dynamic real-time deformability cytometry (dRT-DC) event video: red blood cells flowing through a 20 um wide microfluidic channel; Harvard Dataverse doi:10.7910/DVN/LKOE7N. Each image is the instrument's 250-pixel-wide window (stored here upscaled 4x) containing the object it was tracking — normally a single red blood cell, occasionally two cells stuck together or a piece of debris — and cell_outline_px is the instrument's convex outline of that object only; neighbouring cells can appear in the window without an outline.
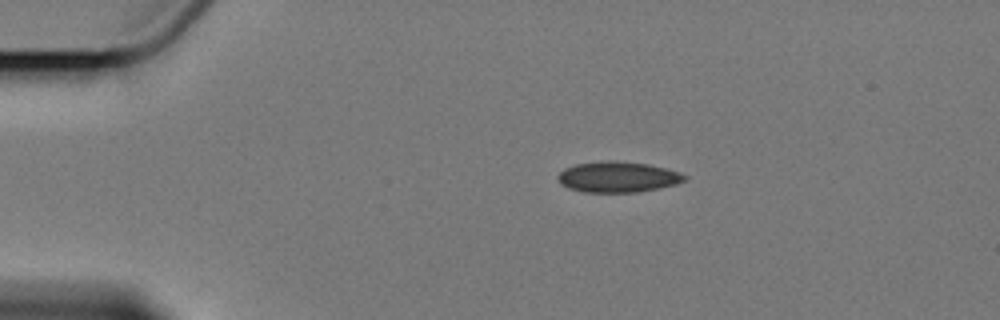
{"species": "Egyptian fruit bat (a non-hibernating species)", "species_latin": "Rousettus aegyptiacus", "temperature_condition": "cold", "stored_images_in_passage": 7, "camera_frame_rate_fps": 3000, "um_per_image_px": 0.085, "animal": {"sex": "female"}, "frame": {"image": 1, "passage_image": 1, "time_ms": 0.0, "image_size_px": [1000, 320], "cell_outline_px": [[688, 176], [684, 180], [676, 184], [636, 192], [584, 192], [568, 188], [560, 184], [556, 176], [564, 168], [576, 164], [648, 164], [664, 168]], "centroid_in_image_um": [52.47, 15.1], "position_along_channel_um": 32.5, "area_um2": 21.39}}
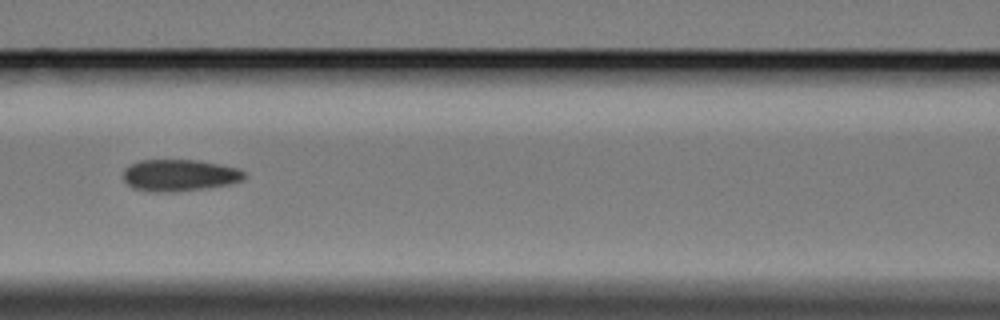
{"frame": {"image": 2, "passage_image": 5, "time_ms": 5.0, "image_size_px": [1000, 320], "cell_outline_px": [[248, 176], [244, 180], [228, 184], [204, 188], [172, 192], [152, 192], [132, 188], [124, 180], [124, 168], [140, 160], [200, 160], [240, 168]], "centroid_in_image_um": [15.28, 14.89], "position_along_channel_um": 151.3, "area_um2": 22.54}}
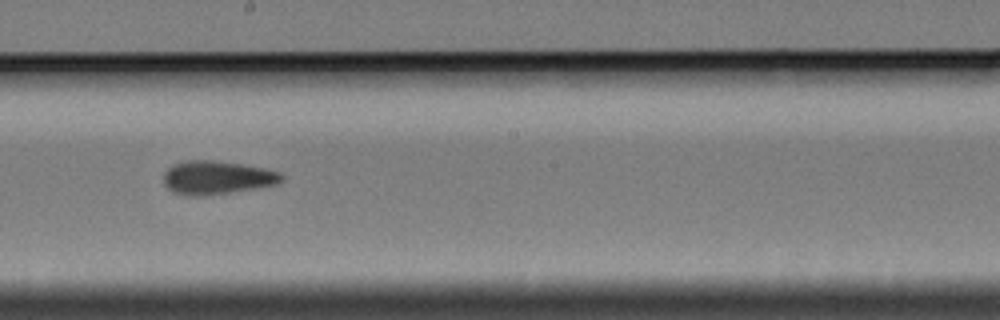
{"frame": {"image": 3, "passage_image": 7, "time_ms": 7.333, "image_size_px": [1000, 320], "cell_outline_px": [[284, 180], [276, 184], [256, 188], [204, 196], [188, 196], [172, 192], [164, 184], [164, 172], [172, 164], [188, 160], [212, 160], [240, 164], [264, 168], [280, 172], [284, 176]], "centroid_in_image_um": [18.42, 15.1], "position_along_channel_um": 229.8, "area_um2": 23.06}}